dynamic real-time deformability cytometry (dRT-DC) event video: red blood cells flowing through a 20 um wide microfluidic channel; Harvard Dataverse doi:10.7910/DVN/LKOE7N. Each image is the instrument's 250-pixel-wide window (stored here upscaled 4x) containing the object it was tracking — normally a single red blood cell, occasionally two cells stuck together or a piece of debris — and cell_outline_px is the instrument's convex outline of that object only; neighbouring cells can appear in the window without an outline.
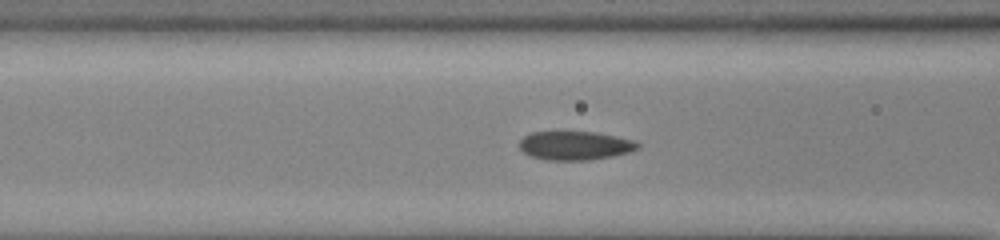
{"species": "common noctule bat (a hibernating species)", "species_latin": "Nyctalus noctula", "temperature_condition": "cold", "stored_images_in_passage": 41, "camera_frame_rate_fps": 3000, "um_per_image_px": 0.085, "animal": {"sex": "male", "body_mass_g": 13.0, "forearm_length_mm": 53.1}, "frame": {"image": 1, "passage_image": 14, "time_ms": 4.333, "image_size_px": [1000, 240], "cell_outline_px": [[640, 148], [632, 152], [612, 156], [588, 160], [548, 160], [532, 156], [524, 152], [520, 148], [520, 140], [524, 136], [532, 132], [596, 132], [636, 140], [640, 144]], "centroid_in_image_um": [48.94, 12.37], "position_along_channel_um": 117.7, "area_um2": 19.88}}
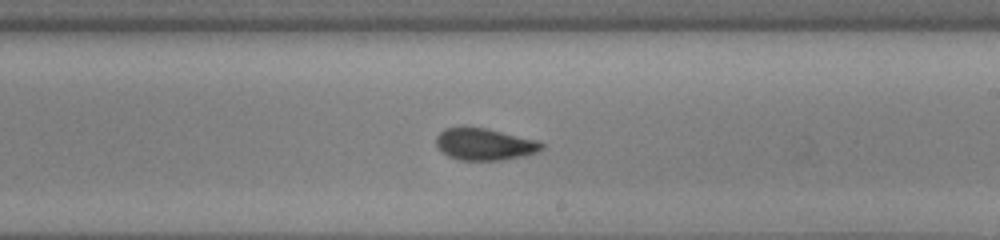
{"frame": {"image": 2, "passage_image": 24, "time_ms": 7.667, "image_size_px": [1000, 240], "cell_outline_px": [[544, 148], [536, 152], [524, 156], [504, 160], [460, 160], [448, 156], [436, 144], [436, 136], [444, 128], [484, 128], [540, 140], [544, 144]], "centroid_in_image_um": [41.24, 12.27], "position_along_channel_um": 247.8, "area_um2": 19.48}}
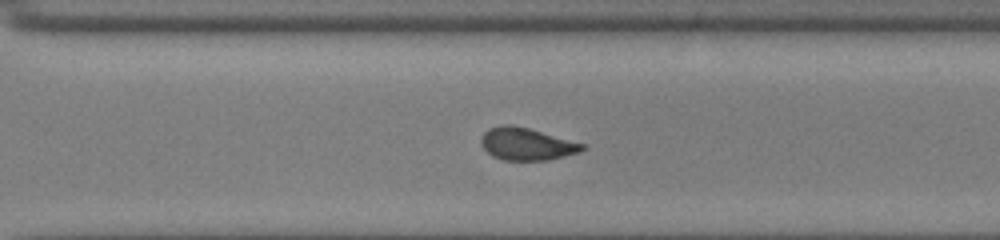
{"frame": {"image": 3, "passage_image": 30, "time_ms": 9.667, "image_size_px": [1000, 240], "cell_outline_px": [[588, 148], [580, 152], [548, 160], [504, 160], [492, 156], [480, 144], [480, 140], [484, 132], [488, 128], [500, 124], [512, 124], [528, 128], [588, 144]], "centroid_in_image_um": [44.8, 12.23], "position_along_channel_um": 325.8, "area_um2": 19.42}, "authors_computed_cell_mechanics": {"area_um2": 19.8832, "velocity_mm_per_s": 3.9067, "shape_relaxation_time_tau1_ms": 3.8122, "shape_relaxation_time_tau2_ms": 1.0773, "deformation_change_tau1": 0.1024, "deformation_change_tau2": 0.0443}}